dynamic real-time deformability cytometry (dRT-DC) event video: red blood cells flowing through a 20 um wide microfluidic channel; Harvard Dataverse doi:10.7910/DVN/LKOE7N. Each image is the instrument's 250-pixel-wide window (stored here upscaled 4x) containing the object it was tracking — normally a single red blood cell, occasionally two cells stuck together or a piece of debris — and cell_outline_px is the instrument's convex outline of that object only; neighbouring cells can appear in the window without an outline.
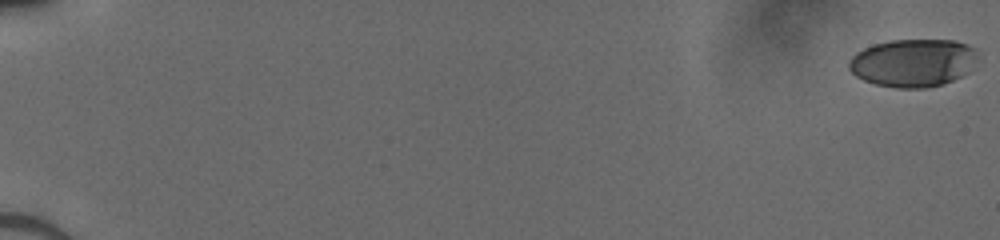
{"species": "human", "species_latin": "Homo sapiens", "temperature_condition": "cold", "stored_images_in_passage": 53, "camera_frame_rate_fps": 3000, "um_per_image_px": 0.085, "donor": {"sex": "male"}, "frame": {"image": 1, "passage_image": 1, "time_ms": 0.0, "image_size_px": [1000, 240], "cell_outline_px": [[976, 56], [968, 72], [944, 84], [928, 88], [896, 88], [876, 84], [864, 80], [856, 76], [848, 68], [848, 60], [856, 52], [872, 44], [888, 40], [952, 40], [968, 44], [976, 48]], "centroid_in_image_um": [77.57, 5.33], "position_along_channel_um": 7.4, "area_um2": 36.07}}
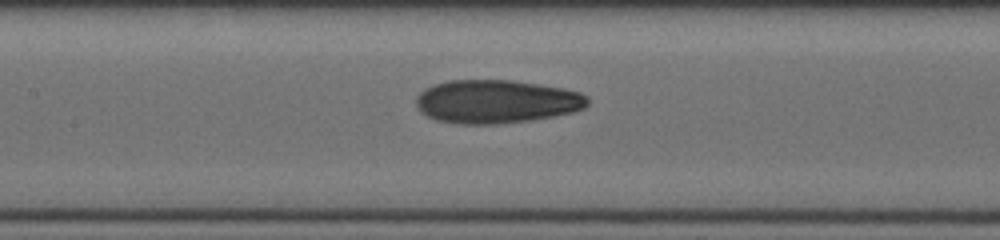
{"frame": {"image": 2, "passage_image": 28, "time_ms": 9.0, "image_size_px": [1000, 240], "cell_outline_px": [[588, 104], [584, 108], [572, 112], [552, 116], [528, 120], [496, 124], [464, 124], [436, 120], [420, 112], [416, 104], [416, 96], [424, 88], [432, 84], [448, 80], [512, 80], [564, 88], [580, 92], [588, 96]], "centroid_in_image_um": [42.17, 8.62], "position_along_channel_um": 165.2, "area_um2": 43.47}}
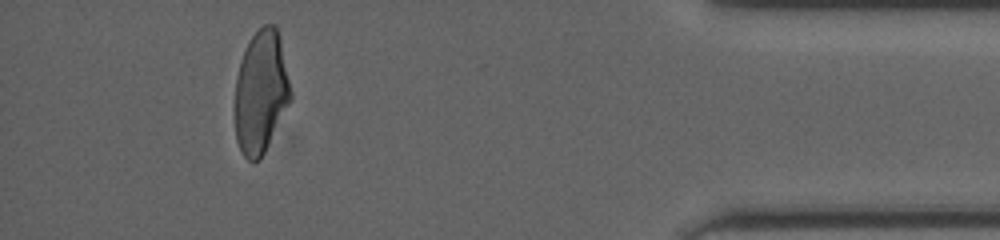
{"frame": {"image": 3, "passage_image": 49, "time_ms": 16.0, "image_size_px": [1000, 240], "cell_outline_px": [[292, 100], [260, 160], [252, 164], [240, 152], [236, 140], [232, 108], [236, 76], [244, 52], [252, 36], [264, 24], [276, 24], [280, 36], [292, 92]], "centroid_in_image_um": [22.15, 7.88], "position_along_channel_um": 413.0, "area_um2": 40.92}}